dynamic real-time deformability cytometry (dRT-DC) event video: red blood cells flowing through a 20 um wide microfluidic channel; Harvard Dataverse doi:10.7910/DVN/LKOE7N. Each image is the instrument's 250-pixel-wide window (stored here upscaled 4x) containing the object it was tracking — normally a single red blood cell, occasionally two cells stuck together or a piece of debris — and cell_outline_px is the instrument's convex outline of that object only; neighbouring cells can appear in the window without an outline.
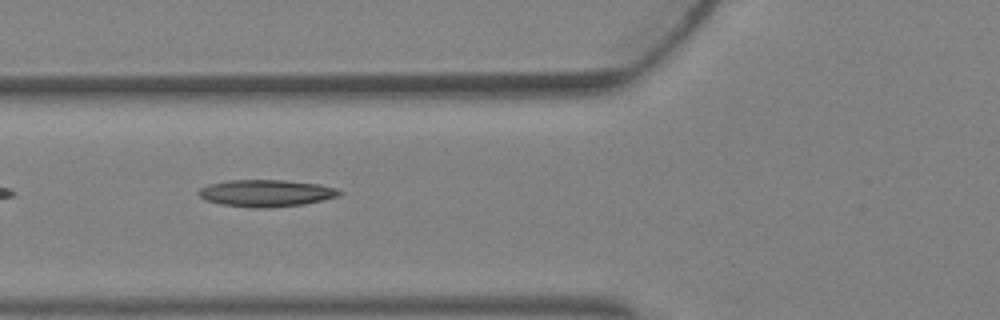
{"species": "Egyptian fruit bat (a non-hibernating species)", "species_latin": "Rousettus aegyptiacus", "temperature_condition": "warm", "stored_images_in_passage": 5, "camera_frame_rate_fps": 3000, "um_per_image_px": 0.085, "animal": {"sex": "female"}, "frame": {"image": 1, "passage_image": 4, "time_ms": 1.0, "image_size_px": [1000, 320], "cell_outline_px": [[340, 196], [304, 204], [264, 208], [252, 208], [220, 204], [208, 200], [200, 196], [196, 192], [200, 188], [212, 184], [228, 180], [284, 180], [320, 184], [332, 188], [340, 192]], "centroid_in_image_um": [22.6, 16.42], "position_along_channel_um": 103.2, "area_um2": 21.85}}
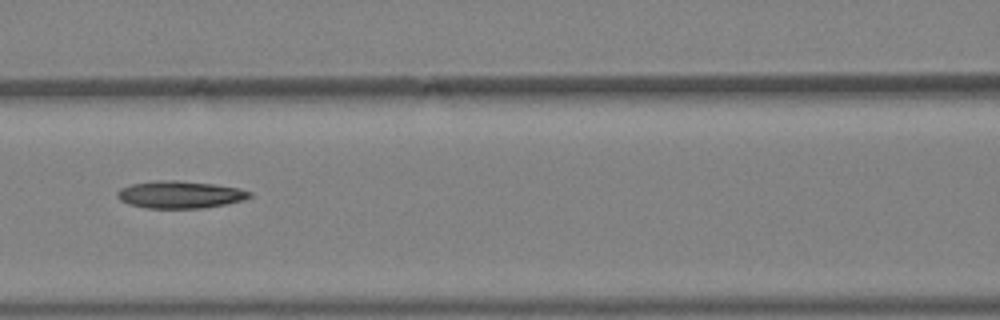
{"frame": {"image": 2, "passage_image": 5, "time_ms": 1.333, "image_size_px": [1000, 320], "cell_outline_px": [[252, 196], [244, 200], [224, 204], [200, 208], [148, 208], [128, 204], [120, 200], [116, 196], [116, 192], [120, 188], [132, 184], [156, 180], [176, 180], [212, 184], [240, 188], [252, 192]], "centroid_in_image_um": [15.28, 16.54], "position_along_channel_um": 151.3, "area_um2": 21.04}}